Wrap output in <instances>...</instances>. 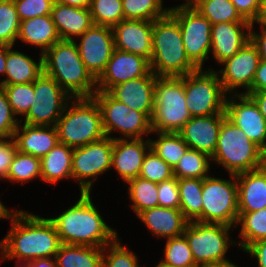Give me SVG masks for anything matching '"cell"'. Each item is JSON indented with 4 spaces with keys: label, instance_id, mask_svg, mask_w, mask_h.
Listing matches in <instances>:
<instances>
[{
    "label": "cell",
    "instance_id": "30",
    "mask_svg": "<svg viewBox=\"0 0 266 267\" xmlns=\"http://www.w3.org/2000/svg\"><path fill=\"white\" fill-rule=\"evenodd\" d=\"M73 148L58 142L41 158V181L57 184L60 180L72 179Z\"/></svg>",
    "mask_w": 266,
    "mask_h": 267
},
{
    "label": "cell",
    "instance_id": "1",
    "mask_svg": "<svg viewBox=\"0 0 266 267\" xmlns=\"http://www.w3.org/2000/svg\"><path fill=\"white\" fill-rule=\"evenodd\" d=\"M9 221L10 230L0 240L1 262L14 259L20 263L38 258H55L62 243L48 218L24 209H15Z\"/></svg>",
    "mask_w": 266,
    "mask_h": 267
},
{
    "label": "cell",
    "instance_id": "55",
    "mask_svg": "<svg viewBox=\"0 0 266 267\" xmlns=\"http://www.w3.org/2000/svg\"><path fill=\"white\" fill-rule=\"evenodd\" d=\"M55 1L69 6H76L80 8L89 9L92 0H55Z\"/></svg>",
    "mask_w": 266,
    "mask_h": 267
},
{
    "label": "cell",
    "instance_id": "20",
    "mask_svg": "<svg viewBox=\"0 0 266 267\" xmlns=\"http://www.w3.org/2000/svg\"><path fill=\"white\" fill-rule=\"evenodd\" d=\"M226 117V113L192 117L178 133L190 149L212 157L217 146L222 121Z\"/></svg>",
    "mask_w": 266,
    "mask_h": 267
},
{
    "label": "cell",
    "instance_id": "42",
    "mask_svg": "<svg viewBox=\"0 0 266 267\" xmlns=\"http://www.w3.org/2000/svg\"><path fill=\"white\" fill-rule=\"evenodd\" d=\"M20 20L13 0L0 2V44L15 46Z\"/></svg>",
    "mask_w": 266,
    "mask_h": 267
},
{
    "label": "cell",
    "instance_id": "2",
    "mask_svg": "<svg viewBox=\"0 0 266 267\" xmlns=\"http://www.w3.org/2000/svg\"><path fill=\"white\" fill-rule=\"evenodd\" d=\"M79 199L57 216L48 218L61 243L104 248L118 237L116 228L104 217L92 200V193H79Z\"/></svg>",
    "mask_w": 266,
    "mask_h": 267
},
{
    "label": "cell",
    "instance_id": "31",
    "mask_svg": "<svg viewBox=\"0 0 266 267\" xmlns=\"http://www.w3.org/2000/svg\"><path fill=\"white\" fill-rule=\"evenodd\" d=\"M55 261L57 267H102L103 248L62 243Z\"/></svg>",
    "mask_w": 266,
    "mask_h": 267
},
{
    "label": "cell",
    "instance_id": "36",
    "mask_svg": "<svg viewBox=\"0 0 266 267\" xmlns=\"http://www.w3.org/2000/svg\"><path fill=\"white\" fill-rule=\"evenodd\" d=\"M211 164L209 155L189 148L173 168L174 177L204 179L211 174Z\"/></svg>",
    "mask_w": 266,
    "mask_h": 267
},
{
    "label": "cell",
    "instance_id": "32",
    "mask_svg": "<svg viewBox=\"0 0 266 267\" xmlns=\"http://www.w3.org/2000/svg\"><path fill=\"white\" fill-rule=\"evenodd\" d=\"M180 207L188 221L202 222V188L203 179L181 178L178 179Z\"/></svg>",
    "mask_w": 266,
    "mask_h": 267
},
{
    "label": "cell",
    "instance_id": "64",
    "mask_svg": "<svg viewBox=\"0 0 266 267\" xmlns=\"http://www.w3.org/2000/svg\"><path fill=\"white\" fill-rule=\"evenodd\" d=\"M155 267H171V266L165 265L161 261H159V263Z\"/></svg>",
    "mask_w": 266,
    "mask_h": 267
},
{
    "label": "cell",
    "instance_id": "15",
    "mask_svg": "<svg viewBox=\"0 0 266 267\" xmlns=\"http://www.w3.org/2000/svg\"><path fill=\"white\" fill-rule=\"evenodd\" d=\"M256 46L249 40L233 57L228 58L218 69L224 91L230 94H248L252 92L253 79L260 62ZM239 88L245 89L239 92ZM238 89V90H237Z\"/></svg>",
    "mask_w": 266,
    "mask_h": 267
},
{
    "label": "cell",
    "instance_id": "9",
    "mask_svg": "<svg viewBox=\"0 0 266 267\" xmlns=\"http://www.w3.org/2000/svg\"><path fill=\"white\" fill-rule=\"evenodd\" d=\"M100 107L105 135L111 139H141L152 133L151 119L143 112L129 108L114 99L107 91L92 96ZM121 136H113V133Z\"/></svg>",
    "mask_w": 266,
    "mask_h": 267
},
{
    "label": "cell",
    "instance_id": "18",
    "mask_svg": "<svg viewBox=\"0 0 266 267\" xmlns=\"http://www.w3.org/2000/svg\"><path fill=\"white\" fill-rule=\"evenodd\" d=\"M151 72L150 61L137 54L114 49L105 71L97 79V91H109L113 86Z\"/></svg>",
    "mask_w": 266,
    "mask_h": 267
},
{
    "label": "cell",
    "instance_id": "28",
    "mask_svg": "<svg viewBox=\"0 0 266 267\" xmlns=\"http://www.w3.org/2000/svg\"><path fill=\"white\" fill-rule=\"evenodd\" d=\"M7 45L5 78L0 85L27 84L34 82L43 73V54L38 61Z\"/></svg>",
    "mask_w": 266,
    "mask_h": 267
},
{
    "label": "cell",
    "instance_id": "44",
    "mask_svg": "<svg viewBox=\"0 0 266 267\" xmlns=\"http://www.w3.org/2000/svg\"><path fill=\"white\" fill-rule=\"evenodd\" d=\"M8 99L14 115L23 118L32 106L34 96L33 82L27 84L0 85Z\"/></svg>",
    "mask_w": 266,
    "mask_h": 267
},
{
    "label": "cell",
    "instance_id": "38",
    "mask_svg": "<svg viewBox=\"0 0 266 267\" xmlns=\"http://www.w3.org/2000/svg\"><path fill=\"white\" fill-rule=\"evenodd\" d=\"M162 0H122L125 20L155 21L169 13Z\"/></svg>",
    "mask_w": 266,
    "mask_h": 267
},
{
    "label": "cell",
    "instance_id": "59",
    "mask_svg": "<svg viewBox=\"0 0 266 267\" xmlns=\"http://www.w3.org/2000/svg\"><path fill=\"white\" fill-rule=\"evenodd\" d=\"M14 209L12 211L7 208L4 203L0 200V219H9L11 215L13 214Z\"/></svg>",
    "mask_w": 266,
    "mask_h": 267
},
{
    "label": "cell",
    "instance_id": "3",
    "mask_svg": "<svg viewBox=\"0 0 266 267\" xmlns=\"http://www.w3.org/2000/svg\"><path fill=\"white\" fill-rule=\"evenodd\" d=\"M76 41L60 40L43 53V72L72 98L92 97L97 80L83 63Z\"/></svg>",
    "mask_w": 266,
    "mask_h": 267
},
{
    "label": "cell",
    "instance_id": "50",
    "mask_svg": "<svg viewBox=\"0 0 266 267\" xmlns=\"http://www.w3.org/2000/svg\"><path fill=\"white\" fill-rule=\"evenodd\" d=\"M239 14L250 23L260 20L263 0H231Z\"/></svg>",
    "mask_w": 266,
    "mask_h": 267
},
{
    "label": "cell",
    "instance_id": "5",
    "mask_svg": "<svg viewBox=\"0 0 266 267\" xmlns=\"http://www.w3.org/2000/svg\"><path fill=\"white\" fill-rule=\"evenodd\" d=\"M55 126L58 141L72 148L85 146L106 136L100 107L93 97L72 98Z\"/></svg>",
    "mask_w": 266,
    "mask_h": 267
},
{
    "label": "cell",
    "instance_id": "29",
    "mask_svg": "<svg viewBox=\"0 0 266 267\" xmlns=\"http://www.w3.org/2000/svg\"><path fill=\"white\" fill-rule=\"evenodd\" d=\"M39 48L44 53L61 40L51 15L20 21L17 41Z\"/></svg>",
    "mask_w": 266,
    "mask_h": 267
},
{
    "label": "cell",
    "instance_id": "35",
    "mask_svg": "<svg viewBox=\"0 0 266 267\" xmlns=\"http://www.w3.org/2000/svg\"><path fill=\"white\" fill-rule=\"evenodd\" d=\"M128 184V197L130 206L135 215L140 212L159 206L158 202V188L157 183L150 180L136 177L129 180Z\"/></svg>",
    "mask_w": 266,
    "mask_h": 267
},
{
    "label": "cell",
    "instance_id": "46",
    "mask_svg": "<svg viewBox=\"0 0 266 267\" xmlns=\"http://www.w3.org/2000/svg\"><path fill=\"white\" fill-rule=\"evenodd\" d=\"M20 21L51 15L55 0H13Z\"/></svg>",
    "mask_w": 266,
    "mask_h": 267
},
{
    "label": "cell",
    "instance_id": "37",
    "mask_svg": "<svg viewBox=\"0 0 266 267\" xmlns=\"http://www.w3.org/2000/svg\"><path fill=\"white\" fill-rule=\"evenodd\" d=\"M210 23L249 22L237 11L231 0H197L192 6Z\"/></svg>",
    "mask_w": 266,
    "mask_h": 267
},
{
    "label": "cell",
    "instance_id": "22",
    "mask_svg": "<svg viewBox=\"0 0 266 267\" xmlns=\"http://www.w3.org/2000/svg\"><path fill=\"white\" fill-rule=\"evenodd\" d=\"M150 137L146 139H114L112 169L126 183L139 177L146 153L151 149Z\"/></svg>",
    "mask_w": 266,
    "mask_h": 267
},
{
    "label": "cell",
    "instance_id": "40",
    "mask_svg": "<svg viewBox=\"0 0 266 267\" xmlns=\"http://www.w3.org/2000/svg\"><path fill=\"white\" fill-rule=\"evenodd\" d=\"M161 262L171 267H197L184 235L166 239Z\"/></svg>",
    "mask_w": 266,
    "mask_h": 267
},
{
    "label": "cell",
    "instance_id": "39",
    "mask_svg": "<svg viewBox=\"0 0 266 267\" xmlns=\"http://www.w3.org/2000/svg\"><path fill=\"white\" fill-rule=\"evenodd\" d=\"M41 179V159L17 150L6 178V181L25 184Z\"/></svg>",
    "mask_w": 266,
    "mask_h": 267
},
{
    "label": "cell",
    "instance_id": "6",
    "mask_svg": "<svg viewBox=\"0 0 266 267\" xmlns=\"http://www.w3.org/2000/svg\"><path fill=\"white\" fill-rule=\"evenodd\" d=\"M261 148L227 117L222 121L212 164L223 167L228 174L259 169Z\"/></svg>",
    "mask_w": 266,
    "mask_h": 267
},
{
    "label": "cell",
    "instance_id": "52",
    "mask_svg": "<svg viewBox=\"0 0 266 267\" xmlns=\"http://www.w3.org/2000/svg\"><path fill=\"white\" fill-rule=\"evenodd\" d=\"M244 252L256 259L257 267H266V238L252 243L243 251V253Z\"/></svg>",
    "mask_w": 266,
    "mask_h": 267
},
{
    "label": "cell",
    "instance_id": "16",
    "mask_svg": "<svg viewBox=\"0 0 266 267\" xmlns=\"http://www.w3.org/2000/svg\"><path fill=\"white\" fill-rule=\"evenodd\" d=\"M76 42L80 57L87 70L97 80L105 71L114 48L112 27L93 25Z\"/></svg>",
    "mask_w": 266,
    "mask_h": 267
},
{
    "label": "cell",
    "instance_id": "34",
    "mask_svg": "<svg viewBox=\"0 0 266 267\" xmlns=\"http://www.w3.org/2000/svg\"><path fill=\"white\" fill-rule=\"evenodd\" d=\"M151 134H157V139L149 138L151 149L168 165L174 168L179 159L189 149L188 144L179 133L152 132Z\"/></svg>",
    "mask_w": 266,
    "mask_h": 267
},
{
    "label": "cell",
    "instance_id": "14",
    "mask_svg": "<svg viewBox=\"0 0 266 267\" xmlns=\"http://www.w3.org/2000/svg\"><path fill=\"white\" fill-rule=\"evenodd\" d=\"M33 84L32 106L20 122L33 126H55L72 97L44 72Z\"/></svg>",
    "mask_w": 266,
    "mask_h": 267
},
{
    "label": "cell",
    "instance_id": "27",
    "mask_svg": "<svg viewBox=\"0 0 266 267\" xmlns=\"http://www.w3.org/2000/svg\"><path fill=\"white\" fill-rule=\"evenodd\" d=\"M239 213L266 208V175L256 169L236 175Z\"/></svg>",
    "mask_w": 266,
    "mask_h": 267
},
{
    "label": "cell",
    "instance_id": "33",
    "mask_svg": "<svg viewBox=\"0 0 266 267\" xmlns=\"http://www.w3.org/2000/svg\"><path fill=\"white\" fill-rule=\"evenodd\" d=\"M238 225V247L243 251L252 243L266 238V208L248 213H239L235 228Z\"/></svg>",
    "mask_w": 266,
    "mask_h": 267
},
{
    "label": "cell",
    "instance_id": "17",
    "mask_svg": "<svg viewBox=\"0 0 266 267\" xmlns=\"http://www.w3.org/2000/svg\"><path fill=\"white\" fill-rule=\"evenodd\" d=\"M226 116L261 149L266 148V120L247 94H230L226 99Z\"/></svg>",
    "mask_w": 266,
    "mask_h": 267
},
{
    "label": "cell",
    "instance_id": "62",
    "mask_svg": "<svg viewBox=\"0 0 266 267\" xmlns=\"http://www.w3.org/2000/svg\"><path fill=\"white\" fill-rule=\"evenodd\" d=\"M260 20L266 22V0H263V7L261 11Z\"/></svg>",
    "mask_w": 266,
    "mask_h": 267
},
{
    "label": "cell",
    "instance_id": "23",
    "mask_svg": "<svg viewBox=\"0 0 266 267\" xmlns=\"http://www.w3.org/2000/svg\"><path fill=\"white\" fill-rule=\"evenodd\" d=\"M156 76L152 71L143 77H138L113 86L108 93L129 108L145 113L150 119L154 110V87Z\"/></svg>",
    "mask_w": 266,
    "mask_h": 267
},
{
    "label": "cell",
    "instance_id": "25",
    "mask_svg": "<svg viewBox=\"0 0 266 267\" xmlns=\"http://www.w3.org/2000/svg\"><path fill=\"white\" fill-rule=\"evenodd\" d=\"M13 138L19 152L44 157L59 142L56 126H33L19 123Z\"/></svg>",
    "mask_w": 266,
    "mask_h": 267
},
{
    "label": "cell",
    "instance_id": "53",
    "mask_svg": "<svg viewBox=\"0 0 266 267\" xmlns=\"http://www.w3.org/2000/svg\"><path fill=\"white\" fill-rule=\"evenodd\" d=\"M266 91V60L261 59L253 79L252 92Z\"/></svg>",
    "mask_w": 266,
    "mask_h": 267
},
{
    "label": "cell",
    "instance_id": "60",
    "mask_svg": "<svg viewBox=\"0 0 266 267\" xmlns=\"http://www.w3.org/2000/svg\"><path fill=\"white\" fill-rule=\"evenodd\" d=\"M259 168L266 175V148L261 149V158H260Z\"/></svg>",
    "mask_w": 266,
    "mask_h": 267
},
{
    "label": "cell",
    "instance_id": "43",
    "mask_svg": "<svg viewBox=\"0 0 266 267\" xmlns=\"http://www.w3.org/2000/svg\"><path fill=\"white\" fill-rule=\"evenodd\" d=\"M118 236L103 248L102 267H142L138 264V257L134 251L124 245Z\"/></svg>",
    "mask_w": 266,
    "mask_h": 267
},
{
    "label": "cell",
    "instance_id": "21",
    "mask_svg": "<svg viewBox=\"0 0 266 267\" xmlns=\"http://www.w3.org/2000/svg\"><path fill=\"white\" fill-rule=\"evenodd\" d=\"M250 22H221L212 25L210 55L217 65L233 57L250 40Z\"/></svg>",
    "mask_w": 266,
    "mask_h": 267
},
{
    "label": "cell",
    "instance_id": "47",
    "mask_svg": "<svg viewBox=\"0 0 266 267\" xmlns=\"http://www.w3.org/2000/svg\"><path fill=\"white\" fill-rule=\"evenodd\" d=\"M19 123L20 119L14 115L7 96L0 86V138L13 137Z\"/></svg>",
    "mask_w": 266,
    "mask_h": 267
},
{
    "label": "cell",
    "instance_id": "26",
    "mask_svg": "<svg viewBox=\"0 0 266 267\" xmlns=\"http://www.w3.org/2000/svg\"><path fill=\"white\" fill-rule=\"evenodd\" d=\"M52 20L61 40L75 41L94 25L90 10L54 2L51 11Z\"/></svg>",
    "mask_w": 266,
    "mask_h": 267
},
{
    "label": "cell",
    "instance_id": "13",
    "mask_svg": "<svg viewBox=\"0 0 266 267\" xmlns=\"http://www.w3.org/2000/svg\"><path fill=\"white\" fill-rule=\"evenodd\" d=\"M168 8L180 25L187 57L197 68H203L210 58L212 24L192 6Z\"/></svg>",
    "mask_w": 266,
    "mask_h": 267
},
{
    "label": "cell",
    "instance_id": "63",
    "mask_svg": "<svg viewBox=\"0 0 266 267\" xmlns=\"http://www.w3.org/2000/svg\"><path fill=\"white\" fill-rule=\"evenodd\" d=\"M162 2H163V0H162ZM196 2H197V0H185L183 3L178 4L177 6L190 7V6H193Z\"/></svg>",
    "mask_w": 266,
    "mask_h": 267
},
{
    "label": "cell",
    "instance_id": "49",
    "mask_svg": "<svg viewBox=\"0 0 266 267\" xmlns=\"http://www.w3.org/2000/svg\"><path fill=\"white\" fill-rule=\"evenodd\" d=\"M16 152L17 144L13 137L0 138V180H6Z\"/></svg>",
    "mask_w": 266,
    "mask_h": 267
},
{
    "label": "cell",
    "instance_id": "54",
    "mask_svg": "<svg viewBox=\"0 0 266 267\" xmlns=\"http://www.w3.org/2000/svg\"><path fill=\"white\" fill-rule=\"evenodd\" d=\"M247 95L255 102L260 113L266 120V91L249 92Z\"/></svg>",
    "mask_w": 266,
    "mask_h": 267
},
{
    "label": "cell",
    "instance_id": "45",
    "mask_svg": "<svg viewBox=\"0 0 266 267\" xmlns=\"http://www.w3.org/2000/svg\"><path fill=\"white\" fill-rule=\"evenodd\" d=\"M139 177L161 183L174 177L173 168L150 149L144 158Z\"/></svg>",
    "mask_w": 266,
    "mask_h": 267
},
{
    "label": "cell",
    "instance_id": "58",
    "mask_svg": "<svg viewBox=\"0 0 266 267\" xmlns=\"http://www.w3.org/2000/svg\"><path fill=\"white\" fill-rule=\"evenodd\" d=\"M197 267H239V266L235 265V263H233L231 260H227V261H223V262L203 264V265H199Z\"/></svg>",
    "mask_w": 266,
    "mask_h": 267
},
{
    "label": "cell",
    "instance_id": "7",
    "mask_svg": "<svg viewBox=\"0 0 266 267\" xmlns=\"http://www.w3.org/2000/svg\"><path fill=\"white\" fill-rule=\"evenodd\" d=\"M184 91V76L158 77L154 87L152 132L178 133L191 119Z\"/></svg>",
    "mask_w": 266,
    "mask_h": 267
},
{
    "label": "cell",
    "instance_id": "57",
    "mask_svg": "<svg viewBox=\"0 0 266 267\" xmlns=\"http://www.w3.org/2000/svg\"><path fill=\"white\" fill-rule=\"evenodd\" d=\"M32 262L36 267H57L55 258H38Z\"/></svg>",
    "mask_w": 266,
    "mask_h": 267
},
{
    "label": "cell",
    "instance_id": "8",
    "mask_svg": "<svg viewBox=\"0 0 266 267\" xmlns=\"http://www.w3.org/2000/svg\"><path fill=\"white\" fill-rule=\"evenodd\" d=\"M186 105L192 117L226 113V99L217 70L198 68L184 76Z\"/></svg>",
    "mask_w": 266,
    "mask_h": 267
},
{
    "label": "cell",
    "instance_id": "56",
    "mask_svg": "<svg viewBox=\"0 0 266 267\" xmlns=\"http://www.w3.org/2000/svg\"><path fill=\"white\" fill-rule=\"evenodd\" d=\"M7 45L0 44V76H5Z\"/></svg>",
    "mask_w": 266,
    "mask_h": 267
},
{
    "label": "cell",
    "instance_id": "51",
    "mask_svg": "<svg viewBox=\"0 0 266 267\" xmlns=\"http://www.w3.org/2000/svg\"><path fill=\"white\" fill-rule=\"evenodd\" d=\"M256 24L259 25L260 32L255 30ZM250 40L256 46L260 59L266 60V22L259 20L251 23Z\"/></svg>",
    "mask_w": 266,
    "mask_h": 267
},
{
    "label": "cell",
    "instance_id": "19",
    "mask_svg": "<svg viewBox=\"0 0 266 267\" xmlns=\"http://www.w3.org/2000/svg\"><path fill=\"white\" fill-rule=\"evenodd\" d=\"M153 21L121 20L112 27L114 48L141 55L149 61L152 56Z\"/></svg>",
    "mask_w": 266,
    "mask_h": 267
},
{
    "label": "cell",
    "instance_id": "12",
    "mask_svg": "<svg viewBox=\"0 0 266 267\" xmlns=\"http://www.w3.org/2000/svg\"><path fill=\"white\" fill-rule=\"evenodd\" d=\"M112 152L113 139L108 136L73 148L72 179L81 193H91L97 178L112 169Z\"/></svg>",
    "mask_w": 266,
    "mask_h": 267
},
{
    "label": "cell",
    "instance_id": "48",
    "mask_svg": "<svg viewBox=\"0 0 266 267\" xmlns=\"http://www.w3.org/2000/svg\"><path fill=\"white\" fill-rule=\"evenodd\" d=\"M159 206L165 208L179 209L180 195L178 179L172 177L161 183H157Z\"/></svg>",
    "mask_w": 266,
    "mask_h": 267
},
{
    "label": "cell",
    "instance_id": "61",
    "mask_svg": "<svg viewBox=\"0 0 266 267\" xmlns=\"http://www.w3.org/2000/svg\"><path fill=\"white\" fill-rule=\"evenodd\" d=\"M15 267H36L32 261H25L17 263Z\"/></svg>",
    "mask_w": 266,
    "mask_h": 267
},
{
    "label": "cell",
    "instance_id": "41",
    "mask_svg": "<svg viewBox=\"0 0 266 267\" xmlns=\"http://www.w3.org/2000/svg\"><path fill=\"white\" fill-rule=\"evenodd\" d=\"M89 10L95 25L113 27L124 20L122 0H92Z\"/></svg>",
    "mask_w": 266,
    "mask_h": 267
},
{
    "label": "cell",
    "instance_id": "4",
    "mask_svg": "<svg viewBox=\"0 0 266 267\" xmlns=\"http://www.w3.org/2000/svg\"><path fill=\"white\" fill-rule=\"evenodd\" d=\"M150 68L158 77H182L198 69L187 57L180 25L170 13L153 21Z\"/></svg>",
    "mask_w": 266,
    "mask_h": 267
},
{
    "label": "cell",
    "instance_id": "10",
    "mask_svg": "<svg viewBox=\"0 0 266 267\" xmlns=\"http://www.w3.org/2000/svg\"><path fill=\"white\" fill-rule=\"evenodd\" d=\"M234 227L221 223L189 221L184 230L193 259L197 266L229 260L228 249L237 246L230 236Z\"/></svg>",
    "mask_w": 266,
    "mask_h": 267
},
{
    "label": "cell",
    "instance_id": "24",
    "mask_svg": "<svg viewBox=\"0 0 266 267\" xmlns=\"http://www.w3.org/2000/svg\"><path fill=\"white\" fill-rule=\"evenodd\" d=\"M137 217L151 234L163 240L182 236L189 222L180 209L161 206L144 210Z\"/></svg>",
    "mask_w": 266,
    "mask_h": 267
},
{
    "label": "cell",
    "instance_id": "11",
    "mask_svg": "<svg viewBox=\"0 0 266 267\" xmlns=\"http://www.w3.org/2000/svg\"><path fill=\"white\" fill-rule=\"evenodd\" d=\"M213 175L203 179L202 222L235 227L239 214L236 175L228 174L230 179Z\"/></svg>",
    "mask_w": 266,
    "mask_h": 267
}]
</instances>
